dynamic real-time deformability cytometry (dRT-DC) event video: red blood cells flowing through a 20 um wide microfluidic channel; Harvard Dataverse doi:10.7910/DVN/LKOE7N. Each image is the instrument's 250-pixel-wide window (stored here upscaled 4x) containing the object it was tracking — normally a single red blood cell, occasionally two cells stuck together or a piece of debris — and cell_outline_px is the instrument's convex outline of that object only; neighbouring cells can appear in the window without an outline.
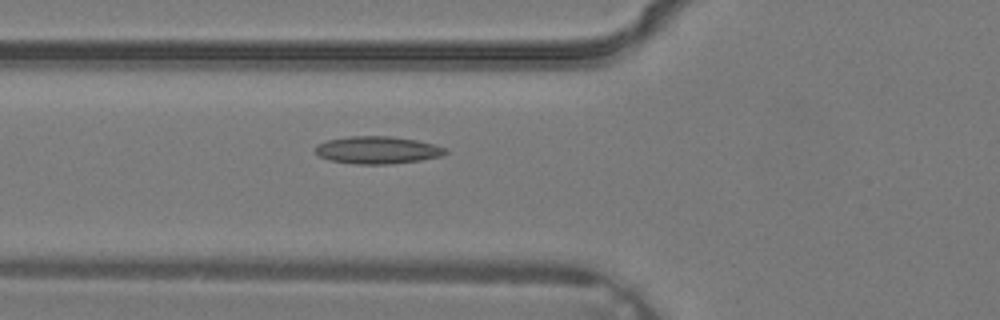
{"species": "common noctule bat (a hibernating species)", "species_latin": "Nyctalus noctula", "temperature_condition": "warm", "stored_images_in_passage": 3, "camera_frame_rate_fps": 3000, "um_per_image_px": 0.085, "animal": {"sex": "male", "body_mass_g": 19.2, "forearm_length_mm": 51.8}, "frame": {"image": 1, "passage_image": 3, "time_ms": 0.667, "image_size_px": [1000, 320], "cell_outline_px": [[448, 152], [440, 156], [420, 160], [388, 164], [356, 164], [328, 160], [320, 156], [316, 152], [316, 144], [328, 140], [348, 136], [388, 136], [416, 140], [432, 144], [444, 148]], "centroid_in_image_um": [32.04, 12.75], "position_along_channel_um": 93.8, "area_um2": 20.58}}